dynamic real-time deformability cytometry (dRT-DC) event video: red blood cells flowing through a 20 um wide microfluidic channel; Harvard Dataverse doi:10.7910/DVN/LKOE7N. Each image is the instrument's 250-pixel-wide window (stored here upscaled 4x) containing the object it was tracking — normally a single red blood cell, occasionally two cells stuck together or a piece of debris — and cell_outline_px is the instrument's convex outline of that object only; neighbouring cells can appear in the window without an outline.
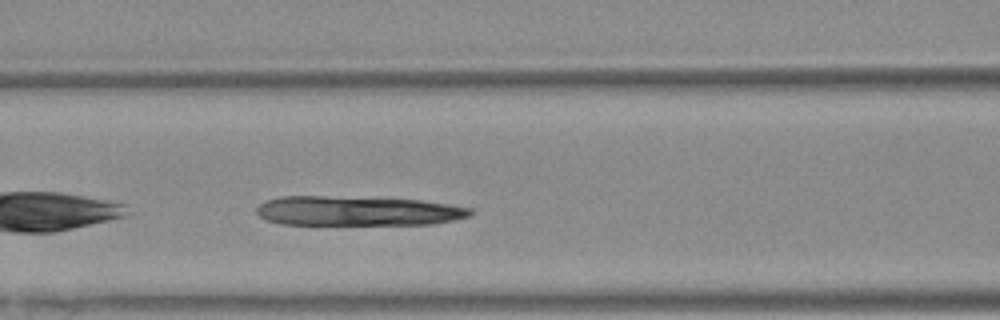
{"species": "Egyptian fruit bat (a non-hibernating species)", "species_latin": "Rousettus aegyptiacus", "temperature_condition": "warm", "stored_images_in_passage": 27, "camera_frame_rate_fps": 3000, "um_per_image_px": 0.085, "animal": {"sex": "female"}, "frame": {"image": 1, "passage_image": 7, "time_ms": 2.0, "image_size_px": [1000, 320], "cell_outline_px": [[472, 216], [432, 224], [280, 224], [264, 220], [256, 212], [256, 208], [260, 204], [268, 200], [280, 196], [324, 196], [420, 200], [448, 204], [472, 208]], "centroid_in_image_um": [30.37, 17.93], "position_along_channel_um": 136.2, "area_um2": 36.7}}